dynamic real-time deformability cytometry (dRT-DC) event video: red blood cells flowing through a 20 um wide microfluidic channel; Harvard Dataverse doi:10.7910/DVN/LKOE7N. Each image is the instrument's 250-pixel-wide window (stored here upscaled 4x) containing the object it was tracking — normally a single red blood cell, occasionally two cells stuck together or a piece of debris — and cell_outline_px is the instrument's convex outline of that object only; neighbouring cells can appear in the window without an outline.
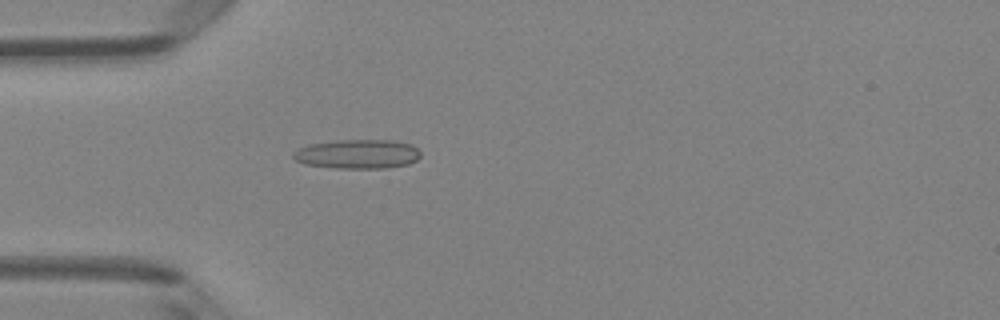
{"species": "Egyptian fruit bat (a non-hibernating species)", "species_latin": "Rousettus aegyptiacus", "temperature_condition": "room temperature", "stored_images_in_passage": 5, "camera_frame_rate_fps": 3000, "um_per_image_px": 0.085, "animal": {"sex": "female"}, "frame": {"image": 1, "passage_image": 5, "time_ms": 4.667, "image_size_px": [1000, 320], "cell_outline_px": [[420, 156], [416, 160], [408, 164], [384, 168], [336, 168], [304, 164], [296, 160], [292, 156], [292, 152], [308, 144], [336, 140], [392, 140], [412, 144], [420, 152]], "centroid_in_image_um": [30.38, 13.09], "position_along_channel_um": 54.6, "area_um2": 21.73}}